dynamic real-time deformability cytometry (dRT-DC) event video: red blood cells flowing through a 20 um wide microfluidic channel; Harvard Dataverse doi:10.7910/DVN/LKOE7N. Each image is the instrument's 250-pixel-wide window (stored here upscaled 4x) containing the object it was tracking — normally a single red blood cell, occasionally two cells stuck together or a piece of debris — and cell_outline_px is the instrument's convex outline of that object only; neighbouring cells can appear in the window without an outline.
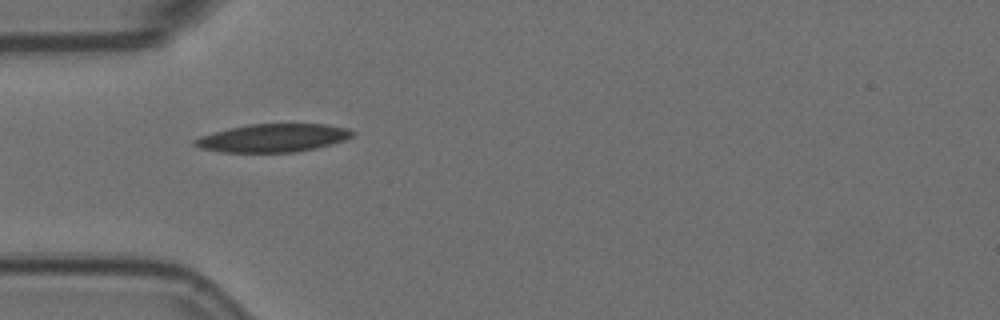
{"species": "Egyptian fruit bat (a non-hibernating species)", "species_latin": "Rousettus aegyptiacus", "temperature_condition": "room temperature", "stored_images_in_passage": 5, "camera_frame_rate_fps": 3000, "um_per_image_px": 0.085, "animal": {"sex": "female"}, "frame": {"image": 1, "passage_image": 4, "time_ms": 1.0, "image_size_px": [1000, 320], "cell_outline_px": [[356, 132], [352, 136], [344, 140], [332, 144], [316, 148], [296, 152], [224, 152], [200, 148], [192, 144], [192, 140], [200, 136], [228, 128], [248, 124], [324, 124], [348, 128]], "centroid_in_image_um": [23.2, 11.72], "position_along_channel_um": 61.8, "area_um2": 25.89}}
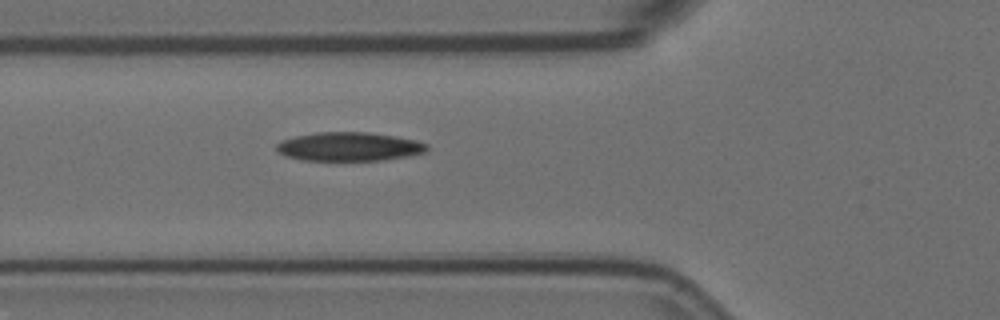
{"frame": {"image": 2, "passage_image": 5, "time_ms": 1.333, "image_size_px": [1000, 320], "cell_outline_px": [[428, 148], [424, 152], [408, 156], [380, 160], [304, 160], [284, 156], [276, 152], [276, 144], [280, 140], [296, 136], [316, 132], [368, 132], [396, 136], [416, 140], [428, 144]], "centroid_in_image_um": [29.64, 12.46], "position_along_channel_um": 96.2, "area_um2": 25.32}}